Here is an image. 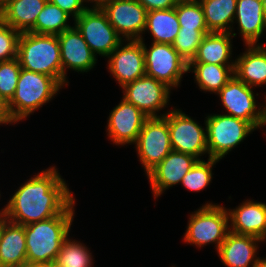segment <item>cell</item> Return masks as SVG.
Returning <instances> with one entry per match:
<instances>
[{"label": "cell", "instance_id": "1", "mask_svg": "<svg viewBox=\"0 0 266 267\" xmlns=\"http://www.w3.org/2000/svg\"><path fill=\"white\" fill-rule=\"evenodd\" d=\"M56 166L27 179L7 200L3 211L9 221L26 226L61 214L74 200V192Z\"/></svg>", "mask_w": 266, "mask_h": 267}, {"label": "cell", "instance_id": "2", "mask_svg": "<svg viewBox=\"0 0 266 267\" xmlns=\"http://www.w3.org/2000/svg\"><path fill=\"white\" fill-rule=\"evenodd\" d=\"M74 200L61 214L25 226L27 263H54L63 241L70 235L75 218Z\"/></svg>", "mask_w": 266, "mask_h": 267}, {"label": "cell", "instance_id": "3", "mask_svg": "<svg viewBox=\"0 0 266 267\" xmlns=\"http://www.w3.org/2000/svg\"><path fill=\"white\" fill-rule=\"evenodd\" d=\"M63 87L53 78L21 68L15 94L7 104L11 121L18 124L50 103Z\"/></svg>", "mask_w": 266, "mask_h": 267}, {"label": "cell", "instance_id": "4", "mask_svg": "<svg viewBox=\"0 0 266 267\" xmlns=\"http://www.w3.org/2000/svg\"><path fill=\"white\" fill-rule=\"evenodd\" d=\"M17 59L22 69L53 77L63 87L60 44L57 35L21 33Z\"/></svg>", "mask_w": 266, "mask_h": 267}, {"label": "cell", "instance_id": "5", "mask_svg": "<svg viewBox=\"0 0 266 267\" xmlns=\"http://www.w3.org/2000/svg\"><path fill=\"white\" fill-rule=\"evenodd\" d=\"M189 216L183 241L197 248L214 244L218 251L230 231L227 207L207 201Z\"/></svg>", "mask_w": 266, "mask_h": 267}, {"label": "cell", "instance_id": "6", "mask_svg": "<svg viewBox=\"0 0 266 267\" xmlns=\"http://www.w3.org/2000/svg\"><path fill=\"white\" fill-rule=\"evenodd\" d=\"M205 121L208 158L217 160L223 159L256 130L249 122L223 113L208 114Z\"/></svg>", "mask_w": 266, "mask_h": 267}, {"label": "cell", "instance_id": "7", "mask_svg": "<svg viewBox=\"0 0 266 267\" xmlns=\"http://www.w3.org/2000/svg\"><path fill=\"white\" fill-rule=\"evenodd\" d=\"M254 89L233 75L216 95L225 109L224 114L245 120L258 130L265 125L266 104L265 96L264 104L257 103L259 93H254Z\"/></svg>", "mask_w": 266, "mask_h": 267}, {"label": "cell", "instance_id": "8", "mask_svg": "<svg viewBox=\"0 0 266 267\" xmlns=\"http://www.w3.org/2000/svg\"><path fill=\"white\" fill-rule=\"evenodd\" d=\"M172 108L163 116L168 122L172 149L203 160L202 156L208 154L206 121L203 127L181 109Z\"/></svg>", "mask_w": 266, "mask_h": 267}, {"label": "cell", "instance_id": "9", "mask_svg": "<svg viewBox=\"0 0 266 267\" xmlns=\"http://www.w3.org/2000/svg\"><path fill=\"white\" fill-rule=\"evenodd\" d=\"M139 41L143 45L146 75L165 83L171 89L178 88L183 75L188 72V63L172 44L152 42L147 47L144 37Z\"/></svg>", "mask_w": 266, "mask_h": 267}, {"label": "cell", "instance_id": "10", "mask_svg": "<svg viewBox=\"0 0 266 267\" xmlns=\"http://www.w3.org/2000/svg\"><path fill=\"white\" fill-rule=\"evenodd\" d=\"M73 25L81 33L92 52L105 59L124 40L109 23L101 8L88 7Z\"/></svg>", "mask_w": 266, "mask_h": 267}, {"label": "cell", "instance_id": "11", "mask_svg": "<svg viewBox=\"0 0 266 267\" xmlns=\"http://www.w3.org/2000/svg\"><path fill=\"white\" fill-rule=\"evenodd\" d=\"M134 147L147 175L173 150L167 120L164 117L148 118Z\"/></svg>", "mask_w": 266, "mask_h": 267}, {"label": "cell", "instance_id": "12", "mask_svg": "<svg viewBox=\"0 0 266 267\" xmlns=\"http://www.w3.org/2000/svg\"><path fill=\"white\" fill-rule=\"evenodd\" d=\"M122 98L139 108L147 117H163L169 111L161 114L162 109L170 105L171 88L165 83L148 75L124 85ZM160 114V115H159Z\"/></svg>", "mask_w": 266, "mask_h": 267}, {"label": "cell", "instance_id": "13", "mask_svg": "<svg viewBox=\"0 0 266 267\" xmlns=\"http://www.w3.org/2000/svg\"><path fill=\"white\" fill-rule=\"evenodd\" d=\"M101 9L122 39L141 40L143 38L147 10L137 0H111Z\"/></svg>", "mask_w": 266, "mask_h": 267}, {"label": "cell", "instance_id": "14", "mask_svg": "<svg viewBox=\"0 0 266 267\" xmlns=\"http://www.w3.org/2000/svg\"><path fill=\"white\" fill-rule=\"evenodd\" d=\"M107 58L108 72L120 88L146 74L143 45L139 40H123Z\"/></svg>", "mask_w": 266, "mask_h": 267}, {"label": "cell", "instance_id": "15", "mask_svg": "<svg viewBox=\"0 0 266 267\" xmlns=\"http://www.w3.org/2000/svg\"><path fill=\"white\" fill-rule=\"evenodd\" d=\"M148 118L139 108L122 98L109 113L106 136L117 146L134 145Z\"/></svg>", "mask_w": 266, "mask_h": 267}, {"label": "cell", "instance_id": "16", "mask_svg": "<svg viewBox=\"0 0 266 267\" xmlns=\"http://www.w3.org/2000/svg\"><path fill=\"white\" fill-rule=\"evenodd\" d=\"M57 36L60 44L63 87L65 88L69 85L67 77L69 69L78 73H87L93 70L98 59L75 26Z\"/></svg>", "mask_w": 266, "mask_h": 267}, {"label": "cell", "instance_id": "17", "mask_svg": "<svg viewBox=\"0 0 266 267\" xmlns=\"http://www.w3.org/2000/svg\"><path fill=\"white\" fill-rule=\"evenodd\" d=\"M197 161L192 155L172 150L146 175L154 199L161 197L167 189L181 184L183 177Z\"/></svg>", "mask_w": 266, "mask_h": 267}, {"label": "cell", "instance_id": "18", "mask_svg": "<svg viewBox=\"0 0 266 267\" xmlns=\"http://www.w3.org/2000/svg\"><path fill=\"white\" fill-rule=\"evenodd\" d=\"M261 242L255 236L229 231L217 254L225 267H255L262 258L258 255Z\"/></svg>", "mask_w": 266, "mask_h": 267}, {"label": "cell", "instance_id": "19", "mask_svg": "<svg viewBox=\"0 0 266 267\" xmlns=\"http://www.w3.org/2000/svg\"><path fill=\"white\" fill-rule=\"evenodd\" d=\"M247 199L236 208H227L230 231L237 234L251 235L266 242L265 202Z\"/></svg>", "mask_w": 266, "mask_h": 267}, {"label": "cell", "instance_id": "20", "mask_svg": "<svg viewBox=\"0 0 266 267\" xmlns=\"http://www.w3.org/2000/svg\"><path fill=\"white\" fill-rule=\"evenodd\" d=\"M235 23L243 45L263 44L259 41L266 31V18L261 0H237Z\"/></svg>", "mask_w": 266, "mask_h": 267}, {"label": "cell", "instance_id": "21", "mask_svg": "<svg viewBox=\"0 0 266 267\" xmlns=\"http://www.w3.org/2000/svg\"><path fill=\"white\" fill-rule=\"evenodd\" d=\"M235 58L234 75L250 87L266 86V44L244 45Z\"/></svg>", "mask_w": 266, "mask_h": 267}, {"label": "cell", "instance_id": "22", "mask_svg": "<svg viewBox=\"0 0 266 267\" xmlns=\"http://www.w3.org/2000/svg\"><path fill=\"white\" fill-rule=\"evenodd\" d=\"M233 35L229 32H210L206 34L195 57L190 63H209L225 66H235L232 59Z\"/></svg>", "mask_w": 266, "mask_h": 267}, {"label": "cell", "instance_id": "23", "mask_svg": "<svg viewBox=\"0 0 266 267\" xmlns=\"http://www.w3.org/2000/svg\"><path fill=\"white\" fill-rule=\"evenodd\" d=\"M48 0H0L5 22L20 33L29 32Z\"/></svg>", "mask_w": 266, "mask_h": 267}, {"label": "cell", "instance_id": "24", "mask_svg": "<svg viewBox=\"0 0 266 267\" xmlns=\"http://www.w3.org/2000/svg\"><path fill=\"white\" fill-rule=\"evenodd\" d=\"M25 226L8 221L0 242V267L27 263Z\"/></svg>", "mask_w": 266, "mask_h": 267}, {"label": "cell", "instance_id": "25", "mask_svg": "<svg viewBox=\"0 0 266 267\" xmlns=\"http://www.w3.org/2000/svg\"><path fill=\"white\" fill-rule=\"evenodd\" d=\"M199 3L210 32H229L237 37L233 25L237 0H199Z\"/></svg>", "mask_w": 266, "mask_h": 267}, {"label": "cell", "instance_id": "26", "mask_svg": "<svg viewBox=\"0 0 266 267\" xmlns=\"http://www.w3.org/2000/svg\"><path fill=\"white\" fill-rule=\"evenodd\" d=\"M235 66L209 63H189L188 72L194 73V81L200 91L217 94L234 75Z\"/></svg>", "mask_w": 266, "mask_h": 267}, {"label": "cell", "instance_id": "27", "mask_svg": "<svg viewBox=\"0 0 266 267\" xmlns=\"http://www.w3.org/2000/svg\"><path fill=\"white\" fill-rule=\"evenodd\" d=\"M179 30L175 7L147 12L144 34L150 33L152 42L172 44Z\"/></svg>", "mask_w": 266, "mask_h": 267}, {"label": "cell", "instance_id": "28", "mask_svg": "<svg viewBox=\"0 0 266 267\" xmlns=\"http://www.w3.org/2000/svg\"><path fill=\"white\" fill-rule=\"evenodd\" d=\"M72 17L47 1L43 10L37 16L35 26L29 31L35 34L58 35L73 27L69 24Z\"/></svg>", "mask_w": 266, "mask_h": 267}, {"label": "cell", "instance_id": "29", "mask_svg": "<svg viewBox=\"0 0 266 267\" xmlns=\"http://www.w3.org/2000/svg\"><path fill=\"white\" fill-rule=\"evenodd\" d=\"M69 235L62 243L53 264L58 267H94V256L88 246Z\"/></svg>", "mask_w": 266, "mask_h": 267}, {"label": "cell", "instance_id": "30", "mask_svg": "<svg viewBox=\"0 0 266 267\" xmlns=\"http://www.w3.org/2000/svg\"><path fill=\"white\" fill-rule=\"evenodd\" d=\"M220 160L207 158V161L198 160L187 172L181 181V185L190 192H200L212 183L213 167Z\"/></svg>", "mask_w": 266, "mask_h": 267}, {"label": "cell", "instance_id": "31", "mask_svg": "<svg viewBox=\"0 0 266 267\" xmlns=\"http://www.w3.org/2000/svg\"><path fill=\"white\" fill-rule=\"evenodd\" d=\"M208 33H210L208 29L180 28L172 46L189 64L195 57L203 37Z\"/></svg>", "mask_w": 266, "mask_h": 267}, {"label": "cell", "instance_id": "32", "mask_svg": "<svg viewBox=\"0 0 266 267\" xmlns=\"http://www.w3.org/2000/svg\"><path fill=\"white\" fill-rule=\"evenodd\" d=\"M180 28L208 29L199 0H180L175 7Z\"/></svg>", "mask_w": 266, "mask_h": 267}, {"label": "cell", "instance_id": "33", "mask_svg": "<svg viewBox=\"0 0 266 267\" xmlns=\"http://www.w3.org/2000/svg\"><path fill=\"white\" fill-rule=\"evenodd\" d=\"M21 66L17 58L0 61V98L8 104L13 98Z\"/></svg>", "mask_w": 266, "mask_h": 267}, {"label": "cell", "instance_id": "34", "mask_svg": "<svg viewBox=\"0 0 266 267\" xmlns=\"http://www.w3.org/2000/svg\"><path fill=\"white\" fill-rule=\"evenodd\" d=\"M20 34L8 25L0 31V61L17 58Z\"/></svg>", "mask_w": 266, "mask_h": 267}, {"label": "cell", "instance_id": "35", "mask_svg": "<svg viewBox=\"0 0 266 267\" xmlns=\"http://www.w3.org/2000/svg\"><path fill=\"white\" fill-rule=\"evenodd\" d=\"M57 5L72 17V21L78 18L87 8L83 0H48Z\"/></svg>", "mask_w": 266, "mask_h": 267}, {"label": "cell", "instance_id": "36", "mask_svg": "<svg viewBox=\"0 0 266 267\" xmlns=\"http://www.w3.org/2000/svg\"><path fill=\"white\" fill-rule=\"evenodd\" d=\"M147 12L160 9H171L176 7L180 0H137Z\"/></svg>", "mask_w": 266, "mask_h": 267}, {"label": "cell", "instance_id": "37", "mask_svg": "<svg viewBox=\"0 0 266 267\" xmlns=\"http://www.w3.org/2000/svg\"><path fill=\"white\" fill-rule=\"evenodd\" d=\"M15 125L8 114L7 104L0 98V125Z\"/></svg>", "mask_w": 266, "mask_h": 267}, {"label": "cell", "instance_id": "38", "mask_svg": "<svg viewBox=\"0 0 266 267\" xmlns=\"http://www.w3.org/2000/svg\"><path fill=\"white\" fill-rule=\"evenodd\" d=\"M83 1H84L86 6L88 5V7L101 8L105 3H107L111 0H83ZM89 5H91V6H89Z\"/></svg>", "mask_w": 266, "mask_h": 267}, {"label": "cell", "instance_id": "39", "mask_svg": "<svg viewBox=\"0 0 266 267\" xmlns=\"http://www.w3.org/2000/svg\"><path fill=\"white\" fill-rule=\"evenodd\" d=\"M8 221L9 219L6 213L4 211L0 212V242H1L3 231L5 229V225Z\"/></svg>", "mask_w": 266, "mask_h": 267}, {"label": "cell", "instance_id": "40", "mask_svg": "<svg viewBox=\"0 0 266 267\" xmlns=\"http://www.w3.org/2000/svg\"><path fill=\"white\" fill-rule=\"evenodd\" d=\"M4 15L0 12V31L6 26Z\"/></svg>", "mask_w": 266, "mask_h": 267}, {"label": "cell", "instance_id": "41", "mask_svg": "<svg viewBox=\"0 0 266 267\" xmlns=\"http://www.w3.org/2000/svg\"><path fill=\"white\" fill-rule=\"evenodd\" d=\"M255 267H266V257L261 258Z\"/></svg>", "mask_w": 266, "mask_h": 267}, {"label": "cell", "instance_id": "42", "mask_svg": "<svg viewBox=\"0 0 266 267\" xmlns=\"http://www.w3.org/2000/svg\"><path fill=\"white\" fill-rule=\"evenodd\" d=\"M18 267H45V266L44 265H36V264L26 263V264L20 265Z\"/></svg>", "mask_w": 266, "mask_h": 267}, {"label": "cell", "instance_id": "43", "mask_svg": "<svg viewBox=\"0 0 266 267\" xmlns=\"http://www.w3.org/2000/svg\"><path fill=\"white\" fill-rule=\"evenodd\" d=\"M261 2H262V6H263L264 16L266 18V0H261Z\"/></svg>", "mask_w": 266, "mask_h": 267}, {"label": "cell", "instance_id": "44", "mask_svg": "<svg viewBox=\"0 0 266 267\" xmlns=\"http://www.w3.org/2000/svg\"><path fill=\"white\" fill-rule=\"evenodd\" d=\"M265 104H266V97H265ZM264 127H266V107H265V125Z\"/></svg>", "mask_w": 266, "mask_h": 267}, {"label": "cell", "instance_id": "45", "mask_svg": "<svg viewBox=\"0 0 266 267\" xmlns=\"http://www.w3.org/2000/svg\"><path fill=\"white\" fill-rule=\"evenodd\" d=\"M45 267H58V266H56L55 264H49V265H47V266H45Z\"/></svg>", "mask_w": 266, "mask_h": 267}]
</instances>
